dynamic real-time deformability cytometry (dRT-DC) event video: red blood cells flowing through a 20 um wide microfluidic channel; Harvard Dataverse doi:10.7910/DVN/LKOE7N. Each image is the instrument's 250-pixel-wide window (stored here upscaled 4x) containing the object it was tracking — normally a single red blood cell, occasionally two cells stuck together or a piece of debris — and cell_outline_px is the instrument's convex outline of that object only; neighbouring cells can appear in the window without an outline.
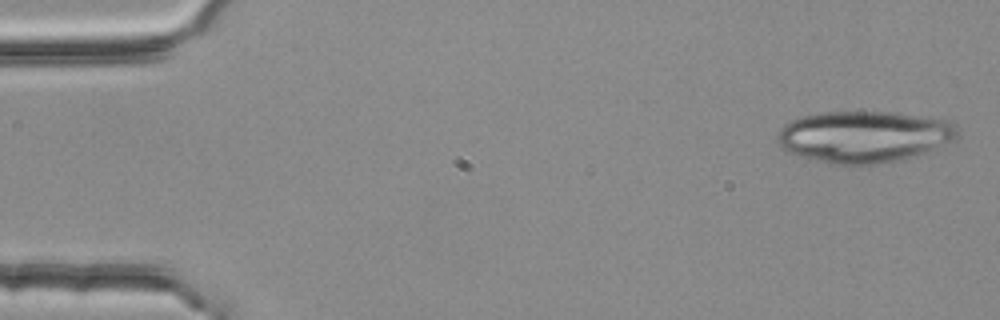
{"species": "common noctule bat (a hibernating species)", "species_latin": "Nyctalus noctula", "temperature_condition": "room temperature", "stored_images_in_passage": 3, "camera_frame_rate_fps": 3000, "um_per_image_px": 0.085, "animal": {"sex": "female", "body_mass_g": 25.1}, "frame": {"image": 1, "passage_image": 1, "time_ms": 0.0, "image_size_px": [1000, 320], "cell_outline_px": [[960, 132], [956, 140], [916, 156], [900, 160], [872, 164], [836, 164], [816, 160], [784, 152], [780, 148], [776, 140], [776, 136], [780, 128], [784, 124], [792, 120], [804, 116], [824, 112], [896, 112], [952, 120], [956, 124]], "centroid_in_image_um": [73.48, 11.61], "position_along_channel_um": 11.5, "area_um2": 54.74}}